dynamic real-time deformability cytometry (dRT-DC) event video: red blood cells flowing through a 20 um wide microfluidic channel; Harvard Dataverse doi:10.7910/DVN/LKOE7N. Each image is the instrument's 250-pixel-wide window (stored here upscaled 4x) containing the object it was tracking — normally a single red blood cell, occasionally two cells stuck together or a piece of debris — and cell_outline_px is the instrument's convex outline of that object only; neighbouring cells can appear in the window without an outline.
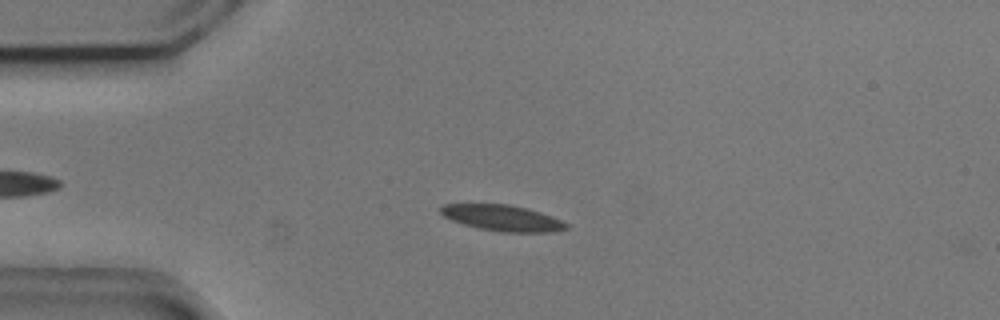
{"species": "common noctule bat (a hibernating species)", "species_latin": "Nyctalus noctula", "temperature_condition": "cold", "stored_images_in_passage": 49, "camera_frame_rate_fps": 3000, "um_per_image_px": 0.085, "animal": {"sex": "male", "body_mass_g": 20.5, "forearm_length_mm": 52.5}, "frame": {"image": 1, "passage_image": 12, "time_ms": 3.667, "image_size_px": [1000, 320], "cell_outline_px": [[568, 228], [552, 232], [504, 232], [480, 228], [464, 224], [452, 220], [444, 216], [440, 212], [440, 208], [444, 204], [508, 204], [528, 208], [552, 216], [568, 224]], "centroid_in_image_um": [42.72, 18.52], "position_along_channel_um": 42.3, "area_um2": 18.84}}
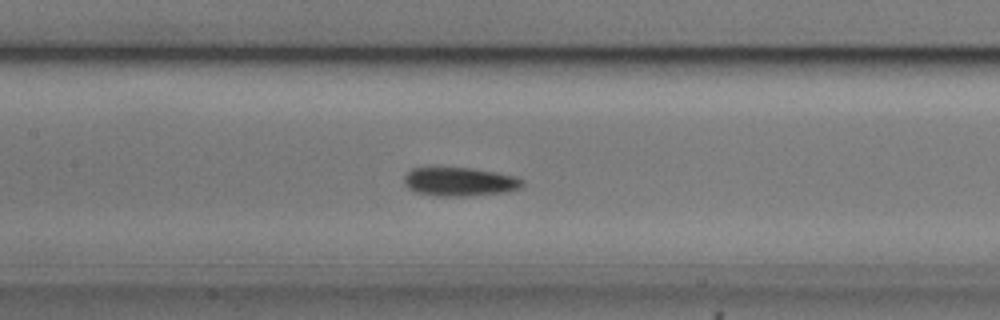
{"frame": {"image": 2, "passage_image": 24, "time_ms": 7.667, "image_size_px": [1000, 320], "cell_outline_px": [[524, 184], [520, 188], [508, 192], [472, 196], [436, 196], [416, 192], [408, 188], [404, 184], [404, 176], [412, 168], [432, 164], [472, 168], [496, 172], [516, 176], [524, 180]], "centroid_in_image_um": [39.03, 15.4], "position_along_channel_um": 168.4, "area_um2": 20.87}}
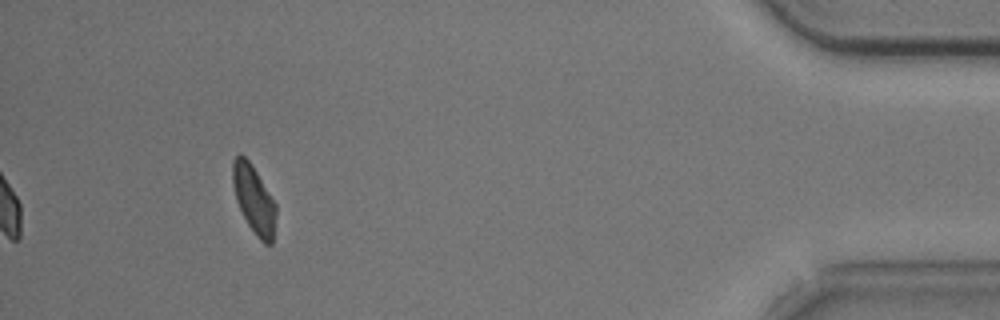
{"frame": {"image": 3, "passage_image": 49, "time_ms": 16.0, "image_size_px": [1000, 320], "cell_outline_px": [[276, 212], [272, 244], [264, 244], [256, 236], [248, 224], [236, 200], [232, 184], [232, 160], [240, 152], [252, 164], [276, 204]], "centroid_in_image_um": [21.57, 16.92], "position_along_channel_um": 413.6, "area_um2": 17.17}, "authors_computed_cell_mechanics": {"area_um2": 18.9584, "velocity_mm_per_s": 3.698, "shape_relaxation_time_tau1_ms": 2.3546, "shape_relaxation_time_tau2_ms": 7.892, "deformation_change_tau1": 0.0926, "deformation_change_tau2": 0.1334}}